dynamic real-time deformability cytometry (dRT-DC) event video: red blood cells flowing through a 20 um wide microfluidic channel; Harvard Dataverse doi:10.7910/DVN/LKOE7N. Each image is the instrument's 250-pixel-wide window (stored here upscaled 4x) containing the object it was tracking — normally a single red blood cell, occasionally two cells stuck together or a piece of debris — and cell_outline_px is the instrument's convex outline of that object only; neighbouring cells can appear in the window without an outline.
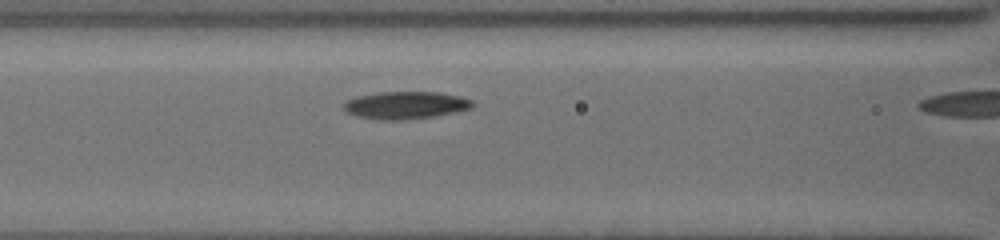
{"species": "common noctule bat (a hibernating species)", "species_latin": "Nyctalus noctula", "temperature_condition": "cold", "stored_images_in_passage": 17, "camera_frame_rate_fps": 3000, "um_per_image_px": 0.085, "animal": {"sex": "female", "body_mass_g": 19.5, "forearm_length_mm": 54.1}, "frame": {"image": 1, "passage_image": 16, "time_ms": 3.0, "image_size_px": [1000, 240], "cell_outline_px": [[476, 104], [472, 108], [456, 112], [432, 116], [400, 120], [376, 120], [356, 116], [348, 112], [340, 104], [356, 96], [380, 92], [440, 92], [460, 96], [472, 100]], "centroid_in_image_um": [34.47, 8.94], "position_along_channel_um": 132.1, "area_um2": 20.75}}